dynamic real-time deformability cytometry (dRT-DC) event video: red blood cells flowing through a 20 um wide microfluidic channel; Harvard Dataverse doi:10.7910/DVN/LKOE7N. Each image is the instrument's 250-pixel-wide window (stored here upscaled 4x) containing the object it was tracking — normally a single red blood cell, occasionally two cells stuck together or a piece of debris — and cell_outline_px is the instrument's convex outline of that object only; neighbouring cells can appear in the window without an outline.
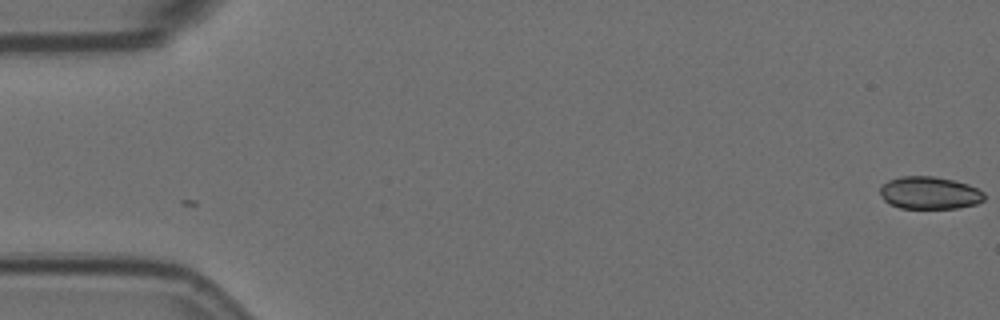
{"species": "Egyptian fruit bat (a non-hibernating species)", "species_latin": "Rousettus aegyptiacus", "temperature_condition": "room temperature", "stored_images_in_passage": 2, "camera_frame_rate_fps": 3000, "um_per_image_px": 0.085, "animal": {"sex": "female"}, "frame": {"image": 1, "passage_image": 1, "time_ms": 0.0, "image_size_px": [1000, 320], "cell_outline_px": [[984, 200], [976, 204], [956, 208], [900, 208], [888, 204], [884, 200], [880, 192], [880, 184], [888, 180], [900, 176], [932, 176], [952, 180], [968, 184], [984, 192]], "centroid_in_image_um": [78.97, 16.39], "position_along_channel_um": 6.0, "area_um2": 19.83}}